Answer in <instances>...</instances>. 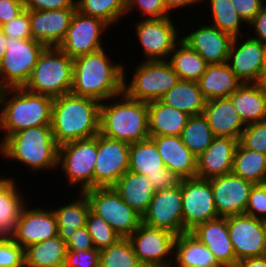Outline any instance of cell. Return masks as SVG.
<instances>
[{
	"mask_svg": "<svg viewBox=\"0 0 266 267\" xmlns=\"http://www.w3.org/2000/svg\"><path fill=\"white\" fill-rule=\"evenodd\" d=\"M111 59L104 48L73 59L71 93L100 102L123 93L124 63Z\"/></svg>",
	"mask_w": 266,
	"mask_h": 267,
	"instance_id": "cell-1",
	"label": "cell"
},
{
	"mask_svg": "<svg viewBox=\"0 0 266 267\" xmlns=\"http://www.w3.org/2000/svg\"><path fill=\"white\" fill-rule=\"evenodd\" d=\"M100 104L97 99L72 93L53 98L51 126L58 145L91 138L99 133Z\"/></svg>",
	"mask_w": 266,
	"mask_h": 267,
	"instance_id": "cell-2",
	"label": "cell"
},
{
	"mask_svg": "<svg viewBox=\"0 0 266 267\" xmlns=\"http://www.w3.org/2000/svg\"><path fill=\"white\" fill-rule=\"evenodd\" d=\"M99 133L129 144L149 139L148 102L132 99L124 92L102 101Z\"/></svg>",
	"mask_w": 266,
	"mask_h": 267,
	"instance_id": "cell-3",
	"label": "cell"
},
{
	"mask_svg": "<svg viewBox=\"0 0 266 267\" xmlns=\"http://www.w3.org/2000/svg\"><path fill=\"white\" fill-rule=\"evenodd\" d=\"M58 148L52 126H37L1 138L0 157L21 162L35 172L54 171L58 168Z\"/></svg>",
	"mask_w": 266,
	"mask_h": 267,
	"instance_id": "cell-4",
	"label": "cell"
},
{
	"mask_svg": "<svg viewBox=\"0 0 266 267\" xmlns=\"http://www.w3.org/2000/svg\"><path fill=\"white\" fill-rule=\"evenodd\" d=\"M52 102V97L29 92L25 88L0 90V130L4 134L3 140L9 134L24 129L51 125Z\"/></svg>",
	"mask_w": 266,
	"mask_h": 267,
	"instance_id": "cell-5",
	"label": "cell"
},
{
	"mask_svg": "<svg viewBox=\"0 0 266 267\" xmlns=\"http://www.w3.org/2000/svg\"><path fill=\"white\" fill-rule=\"evenodd\" d=\"M73 59L58 47H46L40 54L25 89L52 98L71 93Z\"/></svg>",
	"mask_w": 266,
	"mask_h": 267,
	"instance_id": "cell-6",
	"label": "cell"
},
{
	"mask_svg": "<svg viewBox=\"0 0 266 267\" xmlns=\"http://www.w3.org/2000/svg\"><path fill=\"white\" fill-rule=\"evenodd\" d=\"M125 67L124 64L123 92L128 97L143 102L160 100L180 80L168 61L138 63L129 83Z\"/></svg>",
	"mask_w": 266,
	"mask_h": 267,
	"instance_id": "cell-7",
	"label": "cell"
},
{
	"mask_svg": "<svg viewBox=\"0 0 266 267\" xmlns=\"http://www.w3.org/2000/svg\"><path fill=\"white\" fill-rule=\"evenodd\" d=\"M46 48L33 39L6 38V53L0 61V90L24 88Z\"/></svg>",
	"mask_w": 266,
	"mask_h": 267,
	"instance_id": "cell-8",
	"label": "cell"
},
{
	"mask_svg": "<svg viewBox=\"0 0 266 267\" xmlns=\"http://www.w3.org/2000/svg\"><path fill=\"white\" fill-rule=\"evenodd\" d=\"M97 158V135L59 145L58 167L67 183L80 187V192L94 188V168Z\"/></svg>",
	"mask_w": 266,
	"mask_h": 267,
	"instance_id": "cell-9",
	"label": "cell"
},
{
	"mask_svg": "<svg viewBox=\"0 0 266 267\" xmlns=\"http://www.w3.org/2000/svg\"><path fill=\"white\" fill-rule=\"evenodd\" d=\"M83 193L90 210L103 218L121 238H128L142 224V216L126 204L113 187H94Z\"/></svg>",
	"mask_w": 266,
	"mask_h": 267,
	"instance_id": "cell-10",
	"label": "cell"
},
{
	"mask_svg": "<svg viewBox=\"0 0 266 267\" xmlns=\"http://www.w3.org/2000/svg\"><path fill=\"white\" fill-rule=\"evenodd\" d=\"M138 45L144 50L143 61H167L175 44L181 39L172 16L142 19L136 22Z\"/></svg>",
	"mask_w": 266,
	"mask_h": 267,
	"instance_id": "cell-11",
	"label": "cell"
},
{
	"mask_svg": "<svg viewBox=\"0 0 266 267\" xmlns=\"http://www.w3.org/2000/svg\"><path fill=\"white\" fill-rule=\"evenodd\" d=\"M144 267H171L176 235L143 223L128 237Z\"/></svg>",
	"mask_w": 266,
	"mask_h": 267,
	"instance_id": "cell-12",
	"label": "cell"
},
{
	"mask_svg": "<svg viewBox=\"0 0 266 267\" xmlns=\"http://www.w3.org/2000/svg\"><path fill=\"white\" fill-rule=\"evenodd\" d=\"M129 171L147 176L155 191L175 187L182 180L165 167L155 143L150 138L130 144Z\"/></svg>",
	"mask_w": 266,
	"mask_h": 267,
	"instance_id": "cell-13",
	"label": "cell"
},
{
	"mask_svg": "<svg viewBox=\"0 0 266 267\" xmlns=\"http://www.w3.org/2000/svg\"><path fill=\"white\" fill-rule=\"evenodd\" d=\"M107 28L109 30L110 26L102 19L76 10L58 48L72 59L99 51L103 48L101 35L108 31Z\"/></svg>",
	"mask_w": 266,
	"mask_h": 267,
	"instance_id": "cell-14",
	"label": "cell"
},
{
	"mask_svg": "<svg viewBox=\"0 0 266 267\" xmlns=\"http://www.w3.org/2000/svg\"><path fill=\"white\" fill-rule=\"evenodd\" d=\"M129 147L127 142L97 134L94 187H113L129 171Z\"/></svg>",
	"mask_w": 266,
	"mask_h": 267,
	"instance_id": "cell-15",
	"label": "cell"
},
{
	"mask_svg": "<svg viewBox=\"0 0 266 267\" xmlns=\"http://www.w3.org/2000/svg\"><path fill=\"white\" fill-rule=\"evenodd\" d=\"M209 179H182L183 228L191 231L200 223L218 218Z\"/></svg>",
	"mask_w": 266,
	"mask_h": 267,
	"instance_id": "cell-16",
	"label": "cell"
},
{
	"mask_svg": "<svg viewBox=\"0 0 266 267\" xmlns=\"http://www.w3.org/2000/svg\"><path fill=\"white\" fill-rule=\"evenodd\" d=\"M142 223L176 236L187 232L183 228L182 218V180L175 187L155 192L147 212L142 216Z\"/></svg>",
	"mask_w": 266,
	"mask_h": 267,
	"instance_id": "cell-17",
	"label": "cell"
},
{
	"mask_svg": "<svg viewBox=\"0 0 266 267\" xmlns=\"http://www.w3.org/2000/svg\"><path fill=\"white\" fill-rule=\"evenodd\" d=\"M241 38H233L226 63L242 83H260L265 44L251 38L249 32Z\"/></svg>",
	"mask_w": 266,
	"mask_h": 267,
	"instance_id": "cell-18",
	"label": "cell"
},
{
	"mask_svg": "<svg viewBox=\"0 0 266 267\" xmlns=\"http://www.w3.org/2000/svg\"><path fill=\"white\" fill-rule=\"evenodd\" d=\"M209 180L219 217L245 214L254 183L233 173L212 177Z\"/></svg>",
	"mask_w": 266,
	"mask_h": 267,
	"instance_id": "cell-19",
	"label": "cell"
},
{
	"mask_svg": "<svg viewBox=\"0 0 266 267\" xmlns=\"http://www.w3.org/2000/svg\"><path fill=\"white\" fill-rule=\"evenodd\" d=\"M226 220L237 261L264 256L263 219L239 214L227 216Z\"/></svg>",
	"mask_w": 266,
	"mask_h": 267,
	"instance_id": "cell-20",
	"label": "cell"
},
{
	"mask_svg": "<svg viewBox=\"0 0 266 267\" xmlns=\"http://www.w3.org/2000/svg\"><path fill=\"white\" fill-rule=\"evenodd\" d=\"M25 205L17 221L13 240L23 249L57 236V221L52 209L29 208Z\"/></svg>",
	"mask_w": 266,
	"mask_h": 267,
	"instance_id": "cell-21",
	"label": "cell"
},
{
	"mask_svg": "<svg viewBox=\"0 0 266 267\" xmlns=\"http://www.w3.org/2000/svg\"><path fill=\"white\" fill-rule=\"evenodd\" d=\"M233 36L220 31L212 24L203 23L181 40L194 49L208 64H222L227 61Z\"/></svg>",
	"mask_w": 266,
	"mask_h": 267,
	"instance_id": "cell-22",
	"label": "cell"
},
{
	"mask_svg": "<svg viewBox=\"0 0 266 267\" xmlns=\"http://www.w3.org/2000/svg\"><path fill=\"white\" fill-rule=\"evenodd\" d=\"M76 10H29L32 39L46 47H58Z\"/></svg>",
	"mask_w": 266,
	"mask_h": 267,
	"instance_id": "cell-23",
	"label": "cell"
},
{
	"mask_svg": "<svg viewBox=\"0 0 266 267\" xmlns=\"http://www.w3.org/2000/svg\"><path fill=\"white\" fill-rule=\"evenodd\" d=\"M238 139L214 137L209 147L197 157L196 177L210 179L232 173Z\"/></svg>",
	"mask_w": 266,
	"mask_h": 267,
	"instance_id": "cell-24",
	"label": "cell"
},
{
	"mask_svg": "<svg viewBox=\"0 0 266 267\" xmlns=\"http://www.w3.org/2000/svg\"><path fill=\"white\" fill-rule=\"evenodd\" d=\"M189 232L213 253L219 264L236 266L237 259L229 237L226 217L200 223Z\"/></svg>",
	"mask_w": 266,
	"mask_h": 267,
	"instance_id": "cell-25",
	"label": "cell"
},
{
	"mask_svg": "<svg viewBox=\"0 0 266 267\" xmlns=\"http://www.w3.org/2000/svg\"><path fill=\"white\" fill-rule=\"evenodd\" d=\"M166 168L180 178L196 177L197 157L184 145L181 136H150Z\"/></svg>",
	"mask_w": 266,
	"mask_h": 267,
	"instance_id": "cell-26",
	"label": "cell"
},
{
	"mask_svg": "<svg viewBox=\"0 0 266 267\" xmlns=\"http://www.w3.org/2000/svg\"><path fill=\"white\" fill-rule=\"evenodd\" d=\"M203 115L208 120L215 137H230L240 140L246 125L229 97L207 100Z\"/></svg>",
	"mask_w": 266,
	"mask_h": 267,
	"instance_id": "cell-27",
	"label": "cell"
},
{
	"mask_svg": "<svg viewBox=\"0 0 266 267\" xmlns=\"http://www.w3.org/2000/svg\"><path fill=\"white\" fill-rule=\"evenodd\" d=\"M229 98L245 125L266 121V89L262 82L243 83Z\"/></svg>",
	"mask_w": 266,
	"mask_h": 267,
	"instance_id": "cell-28",
	"label": "cell"
},
{
	"mask_svg": "<svg viewBox=\"0 0 266 267\" xmlns=\"http://www.w3.org/2000/svg\"><path fill=\"white\" fill-rule=\"evenodd\" d=\"M15 181L11 176L0 182V240L13 238L21 210L28 203Z\"/></svg>",
	"mask_w": 266,
	"mask_h": 267,
	"instance_id": "cell-29",
	"label": "cell"
},
{
	"mask_svg": "<svg viewBox=\"0 0 266 267\" xmlns=\"http://www.w3.org/2000/svg\"><path fill=\"white\" fill-rule=\"evenodd\" d=\"M190 117L161 100L148 102L149 136H181Z\"/></svg>",
	"mask_w": 266,
	"mask_h": 267,
	"instance_id": "cell-30",
	"label": "cell"
},
{
	"mask_svg": "<svg viewBox=\"0 0 266 267\" xmlns=\"http://www.w3.org/2000/svg\"><path fill=\"white\" fill-rule=\"evenodd\" d=\"M171 267H214L213 253L189 231L176 236Z\"/></svg>",
	"mask_w": 266,
	"mask_h": 267,
	"instance_id": "cell-31",
	"label": "cell"
},
{
	"mask_svg": "<svg viewBox=\"0 0 266 267\" xmlns=\"http://www.w3.org/2000/svg\"><path fill=\"white\" fill-rule=\"evenodd\" d=\"M122 200L143 216L149 207L155 190L147 176L127 171L113 186Z\"/></svg>",
	"mask_w": 266,
	"mask_h": 267,
	"instance_id": "cell-32",
	"label": "cell"
},
{
	"mask_svg": "<svg viewBox=\"0 0 266 267\" xmlns=\"http://www.w3.org/2000/svg\"><path fill=\"white\" fill-rule=\"evenodd\" d=\"M197 82L206 100L229 97L243 84L226 62L209 64Z\"/></svg>",
	"mask_w": 266,
	"mask_h": 267,
	"instance_id": "cell-33",
	"label": "cell"
},
{
	"mask_svg": "<svg viewBox=\"0 0 266 267\" xmlns=\"http://www.w3.org/2000/svg\"><path fill=\"white\" fill-rule=\"evenodd\" d=\"M160 100L190 116L202 115L207 101L198 82L187 80H179Z\"/></svg>",
	"mask_w": 266,
	"mask_h": 267,
	"instance_id": "cell-34",
	"label": "cell"
},
{
	"mask_svg": "<svg viewBox=\"0 0 266 267\" xmlns=\"http://www.w3.org/2000/svg\"><path fill=\"white\" fill-rule=\"evenodd\" d=\"M57 221V236L67 243L77 229L86 226V220L90 211V204L83 192L79 197L58 209H52Z\"/></svg>",
	"mask_w": 266,
	"mask_h": 267,
	"instance_id": "cell-35",
	"label": "cell"
},
{
	"mask_svg": "<svg viewBox=\"0 0 266 267\" xmlns=\"http://www.w3.org/2000/svg\"><path fill=\"white\" fill-rule=\"evenodd\" d=\"M66 243L55 236L24 249V267H64Z\"/></svg>",
	"mask_w": 266,
	"mask_h": 267,
	"instance_id": "cell-36",
	"label": "cell"
},
{
	"mask_svg": "<svg viewBox=\"0 0 266 267\" xmlns=\"http://www.w3.org/2000/svg\"><path fill=\"white\" fill-rule=\"evenodd\" d=\"M180 80L198 81L208 63L181 39L175 44L167 60Z\"/></svg>",
	"mask_w": 266,
	"mask_h": 267,
	"instance_id": "cell-37",
	"label": "cell"
},
{
	"mask_svg": "<svg viewBox=\"0 0 266 267\" xmlns=\"http://www.w3.org/2000/svg\"><path fill=\"white\" fill-rule=\"evenodd\" d=\"M232 173L254 184L266 183V154L247 149L239 142Z\"/></svg>",
	"mask_w": 266,
	"mask_h": 267,
	"instance_id": "cell-38",
	"label": "cell"
},
{
	"mask_svg": "<svg viewBox=\"0 0 266 267\" xmlns=\"http://www.w3.org/2000/svg\"><path fill=\"white\" fill-rule=\"evenodd\" d=\"M214 137L203 114L191 116L181 134L182 142L196 157L209 147Z\"/></svg>",
	"mask_w": 266,
	"mask_h": 267,
	"instance_id": "cell-39",
	"label": "cell"
},
{
	"mask_svg": "<svg viewBox=\"0 0 266 267\" xmlns=\"http://www.w3.org/2000/svg\"><path fill=\"white\" fill-rule=\"evenodd\" d=\"M77 11L102 19L110 27L126 15V0H76Z\"/></svg>",
	"mask_w": 266,
	"mask_h": 267,
	"instance_id": "cell-40",
	"label": "cell"
},
{
	"mask_svg": "<svg viewBox=\"0 0 266 267\" xmlns=\"http://www.w3.org/2000/svg\"><path fill=\"white\" fill-rule=\"evenodd\" d=\"M206 0H202V3ZM211 18L214 20L212 25L220 31L231 34L233 37L245 36L241 31L244 20L239 16L230 0H209ZM213 16V17H212Z\"/></svg>",
	"mask_w": 266,
	"mask_h": 267,
	"instance_id": "cell-41",
	"label": "cell"
},
{
	"mask_svg": "<svg viewBox=\"0 0 266 267\" xmlns=\"http://www.w3.org/2000/svg\"><path fill=\"white\" fill-rule=\"evenodd\" d=\"M99 267H144L129 238H120L99 252Z\"/></svg>",
	"mask_w": 266,
	"mask_h": 267,
	"instance_id": "cell-42",
	"label": "cell"
},
{
	"mask_svg": "<svg viewBox=\"0 0 266 267\" xmlns=\"http://www.w3.org/2000/svg\"><path fill=\"white\" fill-rule=\"evenodd\" d=\"M86 228L91 235L94 248L99 251L108 248L121 238L103 218L91 210L87 216Z\"/></svg>",
	"mask_w": 266,
	"mask_h": 267,
	"instance_id": "cell-43",
	"label": "cell"
},
{
	"mask_svg": "<svg viewBox=\"0 0 266 267\" xmlns=\"http://www.w3.org/2000/svg\"><path fill=\"white\" fill-rule=\"evenodd\" d=\"M239 142L247 149L266 154V121L246 125Z\"/></svg>",
	"mask_w": 266,
	"mask_h": 267,
	"instance_id": "cell-44",
	"label": "cell"
},
{
	"mask_svg": "<svg viewBox=\"0 0 266 267\" xmlns=\"http://www.w3.org/2000/svg\"><path fill=\"white\" fill-rule=\"evenodd\" d=\"M140 10L143 19H161L171 16L166 8L164 0H126V15L134 9Z\"/></svg>",
	"mask_w": 266,
	"mask_h": 267,
	"instance_id": "cell-45",
	"label": "cell"
},
{
	"mask_svg": "<svg viewBox=\"0 0 266 267\" xmlns=\"http://www.w3.org/2000/svg\"><path fill=\"white\" fill-rule=\"evenodd\" d=\"M6 37L13 39H32L29 10L24 9L11 22L2 25Z\"/></svg>",
	"mask_w": 266,
	"mask_h": 267,
	"instance_id": "cell-46",
	"label": "cell"
},
{
	"mask_svg": "<svg viewBox=\"0 0 266 267\" xmlns=\"http://www.w3.org/2000/svg\"><path fill=\"white\" fill-rule=\"evenodd\" d=\"M0 267H24V249L13 239L0 240Z\"/></svg>",
	"mask_w": 266,
	"mask_h": 267,
	"instance_id": "cell-47",
	"label": "cell"
},
{
	"mask_svg": "<svg viewBox=\"0 0 266 267\" xmlns=\"http://www.w3.org/2000/svg\"><path fill=\"white\" fill-rule=\"evenodd\" d=\"M245 214L259 219L266 218V183L254 184L248 198Z\"/></svg>",
	"mask_w": 266,
	"mask_h": 267,
	"instance_id": "cell-48",
	"label": "cell"
},
{
	"mask_svg": "<svg viewBox=\"0 0 266 267\" xmlns=\"http://www.w3.org/2000/svg\"><path fill=\"white\" fill-rule=\"evenodd\" d=\"M99 250L67 251L64 267H99Z\"/></svg>",
	"mask_w": 266,
	"mask_h": 267,
	"instance_id": "cell-49",
	"label": "cell"
},
{
	"mask_svg": "<svg viewBox=\"0 0 266 267\" xmlns=\"http://www.w3.org/2000/svg\"><path fill=\"white\" fill-rule=\"evenodd\" d=\"M26 10L77 9L76 0H24Z\"/></svg>",
	"mask_w": 266,
	"mask_h": 267,
	"instance_id": "cell-50",
	"label": "cell"
},
{
	"mask_svg": "<svg viewBox=\"0 0 266 267\" xmlns=\"http://www.w3.org/2000/svg\"><path fill=\"white\" fill-rule=\"evenodd\" d=\"M239 16L249 24L265 5L263 0H230Z\"/></svg>",
	"mask_w": 266,
	"mask_h": 267,
	"instance_id": "cell-51",
	"label": "cell"
},
{
	"mask_svg": "<svg viewBox=\"0 0 266 267\" xmlns=\"http://www.w3.org/2000/svg\"><path fill=\"white\" fill-rule=\"evenodd\" d=\"M24 9V0H0V26L11 22Z\"/></svg>",
	"mask_w": 266,
	"mask_h": 267,
	"instance_id": "cell-52",
	"label": "cell"
},
{
	"mask_svg": "<svg viewBox=\"0 0 266 267\" xmlns=\"http://www.w3.org/2000/svg\"><path fill=\"white\" fill-rule=\"evenodd\" d=\"M66 245L67 251H86L94 248L91 235L86 226L77 229Z\"/></svg>",
	"mask_w": 266,
	"mask_h": 267,
	"instance_id": "cell-53",
	"label": "cell"
},
{
	"mask_svg": "<svg viewBox=\"0 0 266 267\" xmlns=\"http://www.w3.org/2000/svg\"><path fill=\"white\" fill-rule=\"evenodd\" d=\"M249 28H253L254 34L251 38L266 44V4L262 7L255 18L247 24ZM257 36V37H256Z\"/></svg>",
	"mask_w": 266,
	"mask_h": 267,
	"instance_id": "cell-54",
	"label": "cell"
},
{
	"mask_svg": "<svg viewBox=\"0 0 266 267\" xmlns=\"http://www.w3.org/2000/svg\"><path fill=\"white\" fill-rule=\"evenodd\" d=\"M164 3L166 10L170 13L173 10H177V8L198 6V4H202V0H164Z\"/></svg>",
	"mask_w": 266,
	"mask_h": 267,
	"instance_id": "cell-55",
	"label": "cell"
},
{
	"mask_svg": "<svg viewBox=\"0 0 266 267\" xmlns=\"http://www.w3.org/2000/svg\"><path fill=\"white\" fill-rule=\"evenodd\" d=\"M235 267H266V256L240 259Z\"/></svg>",
	"mask_w": 266,
	"mask_h": 267,
	"instance_id": "cell-56",
	"label": "cell"
},
{
	"mask_svg": "<svg viewBox=\"0 0 266 267\" xmlns=\"http://www.w3.org/2000/svg\"><path fill=\"white\" fill-rule=\"evenodd\" d=\"M6 35L4 34L2 26H0V61L3 59L4 54L6 53Z\"/></svg>",
	"mask_w": 266,
	"mask_h": 267,
	"instance_id": "cell-57",
	"label": "cell"
},
{
	"mask_svg": "<svg viewBox=\"0 0 266 267\" xmlns=\"http://www.w3.org/2000/svg\"><path fill=\"white\" fill-rule=\"evenodd\" d=\"M266 80V44L264 48V59H263V68H262V83Z\"/></svg>",
	"mask_w": 266,
	"mask_h": 267,
	"instance_id": "cell-58",
	"label": "cell"
},
{
	"mask_svg": "<svg viewBox=\"0 0 266 267\" xmlns=\"http://www.w3.org/2000/svg\"><path fill=\"white\" fill-rule=\"evenodd\" d=\"M263 230H264V256H266V218L263 219Z\"/></svg>",
	"mask_w": 266,
	"mask_h": 267,
	"instance_id": "cell-59",
	"label": "cell"
},
{
	"mask_svg": "<svg viewBox=\"0 0 266 267\" xmlns=\"http://www.w3.org/2000/svg\"><path fill=\"white\" fill-rule=\"evenodd\" d=\"M214 267H230V266L223 265V264H219V265H217V266H214Z\"/></svg>",
	"mask_w": 266,
	"mask_h": 267,
	"instance_id": "cell-60",
	"label": "cell"
},
{
	"mask_svg": "<svg viewBox=\"0 0 266 267\" xmlns=\"http://www.w3.org/2000/svg\"><path fill=\"white\" fill-rule=\"evenodd\" d=\"M7 175H5V176H1L0 177V182L4 179V177H6Z\"/></svg>",
	"mask_w": 266,
	"mask_h": 267,
	"instance_id": "cell-61",
	"label": "cell"
},
{
	"mask_svg": "<svg viewBox=\"0 0 266 267\" xmlns=\"http://www.w3.org/2000/svg\"><path fill=\"white\" fill-rule=\"evenodd\" d=\"M264 86H265V89H266V80L263 82Z\"/></svg>",
	"mask_w": 266,
	"mask_h": 267,
	"instance_id": "cell-62",
	"label": "cell"
}]
</instances>
